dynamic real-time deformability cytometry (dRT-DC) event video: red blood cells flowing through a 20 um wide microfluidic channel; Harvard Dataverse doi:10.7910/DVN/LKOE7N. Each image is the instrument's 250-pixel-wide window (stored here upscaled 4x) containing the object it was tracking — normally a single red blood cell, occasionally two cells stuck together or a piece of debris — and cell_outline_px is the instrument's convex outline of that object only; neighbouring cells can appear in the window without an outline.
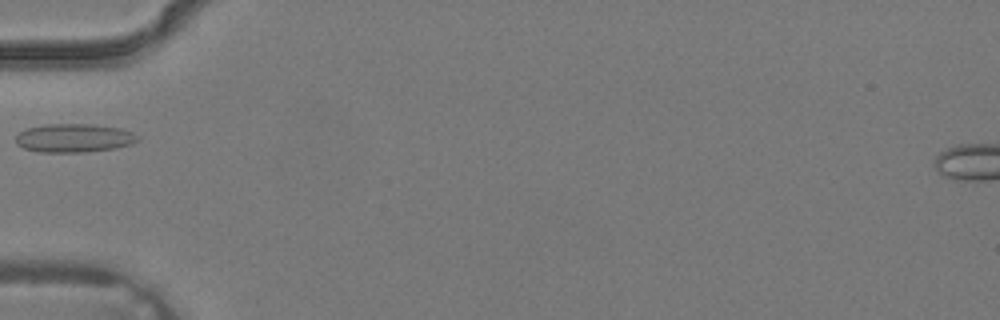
{"species": "common noctule bat (a hibernating species)", "species_latin": "Nyctalus noctula", "temperature_condition": "warm", "stored_images_in_passage": 3, "camera_frame_rate_fps": 3000, "um_per_image_px": 0.085, "animal": {"sex": "male", "body_mass_g": 19.2, "forearm_length_mm": 51.8}, "frame": {"image": 1, "passage_image": 3, "time_ms": 0.667, "image_size_px": [1000, 320], "cell_outline_px": [[140, 140], [132, 144], [116, 148], [84, 152], [40, 152], [24, 148], [16, 144], [16, 136], [20, 132], [28, 128], [44, 124], [92, 124], [120, 128], [132, 132], [140, 136]], "centroid_in_image_um": [6.33, 11.73], "position_along_channel_um": 78.7, "area_um2": 20.4}}